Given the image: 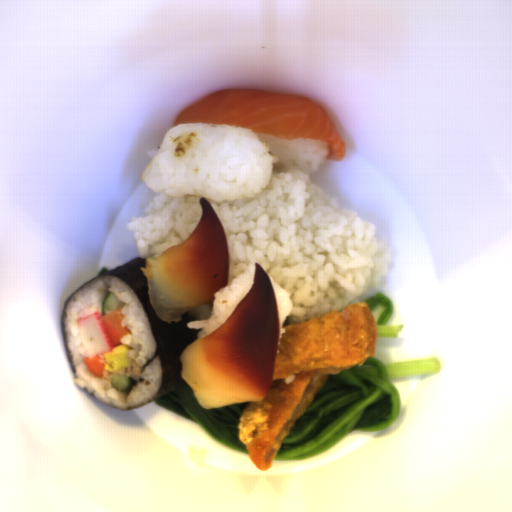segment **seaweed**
<instances>
[{
  "label": "seaweed",
  "instance_id": "seaweed-1",
  "mask_svg": "<svg viewBox=\"0 0 512 512\" xmlns=\"http://www.w3.org/2000/svg\"><path fill=\"white\" fill-rule=\"evenodd\" d=\"M146 261L147 258L137 257L132 261L114 269H106L103 267L94 277L86 281L69 295V297L63 303L60 315L61 335L65 355L74 374L64 331V315L68 302L82 287L98 277H113L120 279L135 292L143 308L144 314L156 343V352L153 358L144 367H147L154 359L158 357L161 380L159 391L151 402L136 406L131 409H120L116 407V409L123 411L134 410L151 403H156V399L177 391L185 384H188L186 380L181 376L182 363L180 357L184 349L189 344L198 340V330L189 328L188 326V323L192 320L186 311L181 314L177 323H164L159 319L151 305L148 278L141 269L145 266Z\"/></svg>",
  "mask_w": 512,
  "mask_h": 512
}]
</instances>
